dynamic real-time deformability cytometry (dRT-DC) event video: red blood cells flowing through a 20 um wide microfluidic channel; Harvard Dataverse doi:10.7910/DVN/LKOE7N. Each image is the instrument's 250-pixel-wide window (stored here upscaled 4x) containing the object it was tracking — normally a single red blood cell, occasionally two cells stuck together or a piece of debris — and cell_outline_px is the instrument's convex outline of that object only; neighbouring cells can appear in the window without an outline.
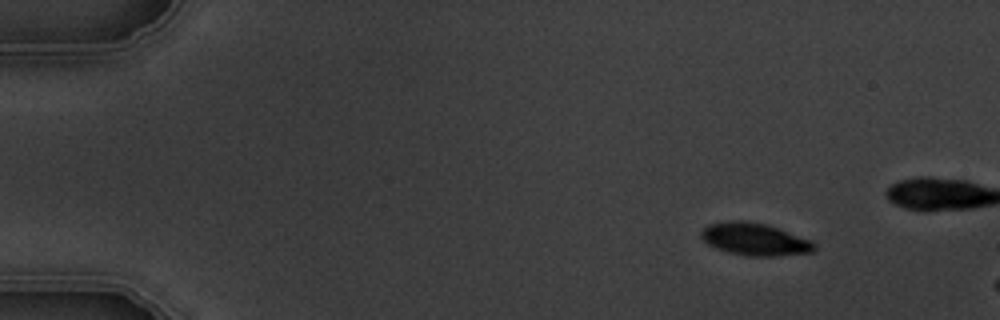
{"species": "common noctule bat (a hibernating species)", "species_latin": "Nyctalus noctula", "temperature_condition": "warm", "stored_images_in_passage": 4, "camera_frame_rate_fps": 3000, "um_per_image_px": 0.085, "animal": {"sex": "male", "body_mass_g": 19.5, "forearm_length_mm": 54.6}, "frame": {"image": 1, "passage_image": 2, "time_ms": 1.333, "image_size_px": [1000, 320], "cell_outline_px": [[816, 248], [812, 252], [776, 256], [744, 256], [728, 252], [716, 248], [708, 244], [700, 236], [700, 232], [708, 224], [728, 220], [744, 220], [768, 224], [812, 240], [816, 244]], "centroid_in_image_um": [64.16, 20.33], "position_along_channel_um": 20.8, "area_um2": 21.68}}